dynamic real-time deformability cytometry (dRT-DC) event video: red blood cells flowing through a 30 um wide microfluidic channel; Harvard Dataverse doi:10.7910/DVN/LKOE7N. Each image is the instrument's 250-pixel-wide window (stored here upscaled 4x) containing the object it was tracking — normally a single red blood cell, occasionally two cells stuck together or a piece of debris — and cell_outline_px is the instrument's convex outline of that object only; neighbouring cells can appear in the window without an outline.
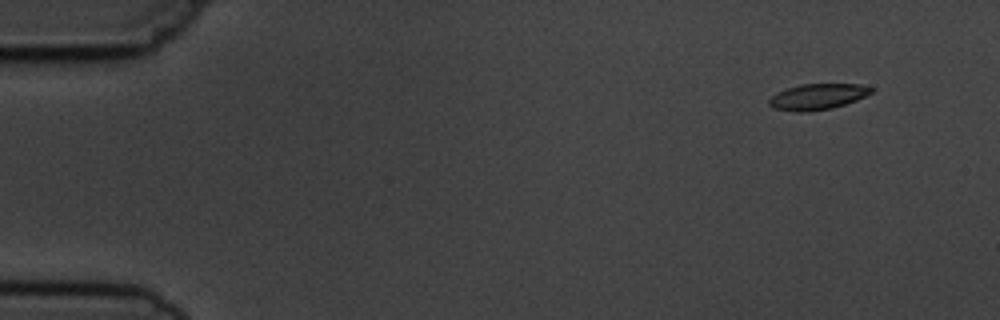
{"species": "common noctule bat (a hibernating species)", "species_latin": "Nyctalus noctula", "temperature_condition": "cold", "stored_images_in_passage": 8, "camera_frame_rate_fps": 3000, "um_per_image_px": 0.085, "animal": {"sex": "male", "body_mass_g": 19.5, "forearm_length_mm": 54.6}, "frame": {"image": 1, "passage_image": 1, "time_ms": 0.0, "image_size_px": [1000, 320], "cell_outline_px": [[872, 92], [856, 100], [832, 108], [808, 112], [796, 112], [772, 108], [768, 104], [768, 100], [776, 92], [800, 84], [860, 84], [872, 88]], "centroid_in_image_um": [69.44, 8.22], "position_along_channel_um": 15.6, "area_um2": 15.37}}
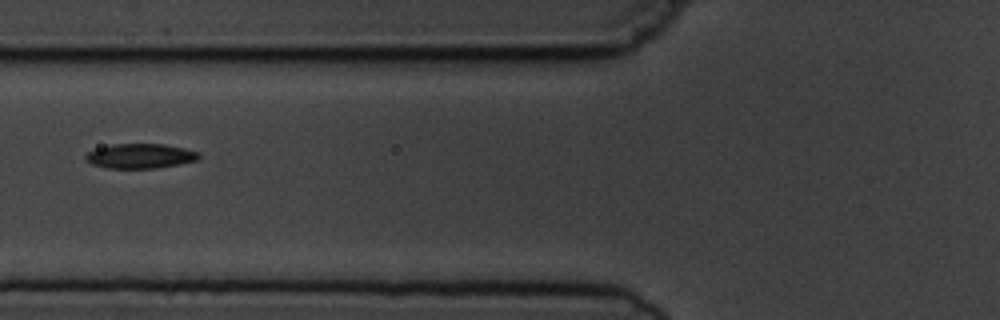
{"frame": {"image": 2, "passage_image": 5, "time_ms": 5.667, "image_size_px": [1000, 320], "cell_outline_px": [[200, 156], [196, 160], [180, 164], [156, 168], [108, 168], [92, 164], [84, 156], [88, 152], [96, 148], [112, 144], [164, 144], [184, 148], [200, 152]], "centroid_in_image_um": [11.93, 13.25], "position_along_channel_um": 113.9, "area_um2": 16.24}}
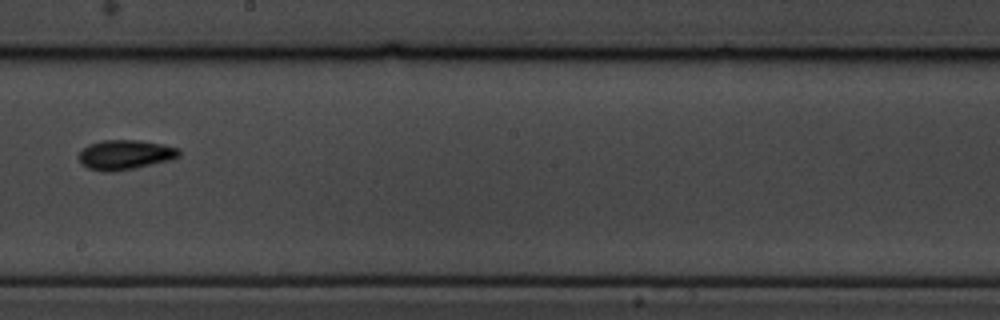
{"frame": {"image": 3, "passage_image": 8, "time_ms": 9.0, "image_size_px": [1000, 320], "cell_outline_px": [[180, 156], [172, 160], [136, 168], [112, 172], [100, 172], [88, 168], [76, 156], [88, 144], [104, 140], [140, 140], [164, 144], [180, 148]], "centroid_in_image_um": [10.67, 13.16], "position_along_channel_um": 237.5, "area_um2": 17.63}}